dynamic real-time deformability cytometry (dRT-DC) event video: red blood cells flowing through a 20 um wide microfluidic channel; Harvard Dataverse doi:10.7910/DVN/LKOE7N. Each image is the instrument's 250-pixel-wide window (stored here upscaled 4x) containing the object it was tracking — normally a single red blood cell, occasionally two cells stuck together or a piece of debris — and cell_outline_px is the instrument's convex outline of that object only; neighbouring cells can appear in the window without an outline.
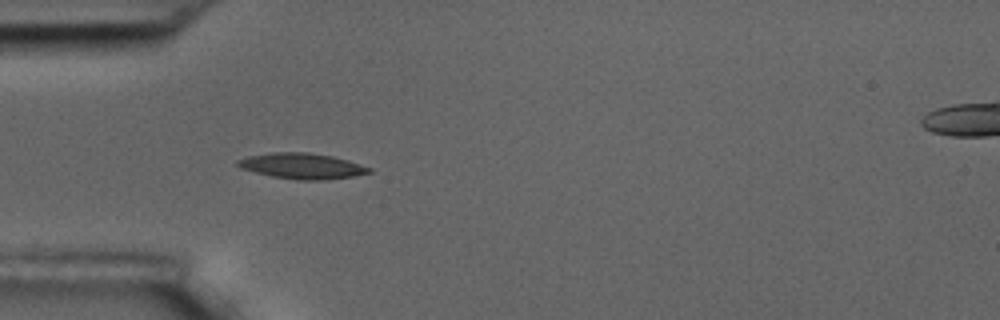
{"species": "common noctule bat (a hibernating species)", "species_latin": "Nyctalus noctula", "temperature_condition": "room temperature", "stored_images_in_passage": 4, "camera_frame_rate_fps": 3000, "um_per_image_px": 0.085, "animal": {"sex": "male", "body_mass_g": 17.5, "forearm_length_mm": 52.3}, "frame": {"image": 1, "passage_image": 4, "time_ms": 3.333, "image_size_px": [1000, 320], "cell_outline_px": [[372, 172], [352, 176], [320, 180], [300, 180], [272, 176], [240, 168], [236, 164], [236, 160], [248, 156], [272, 152], [308, 152], [332, 156], [348, 160], [372, 168]], "centroid_in_image_um": [25.66, 14.1], "position_along_channel_um": 59.3, "area_um2": 19.54}}